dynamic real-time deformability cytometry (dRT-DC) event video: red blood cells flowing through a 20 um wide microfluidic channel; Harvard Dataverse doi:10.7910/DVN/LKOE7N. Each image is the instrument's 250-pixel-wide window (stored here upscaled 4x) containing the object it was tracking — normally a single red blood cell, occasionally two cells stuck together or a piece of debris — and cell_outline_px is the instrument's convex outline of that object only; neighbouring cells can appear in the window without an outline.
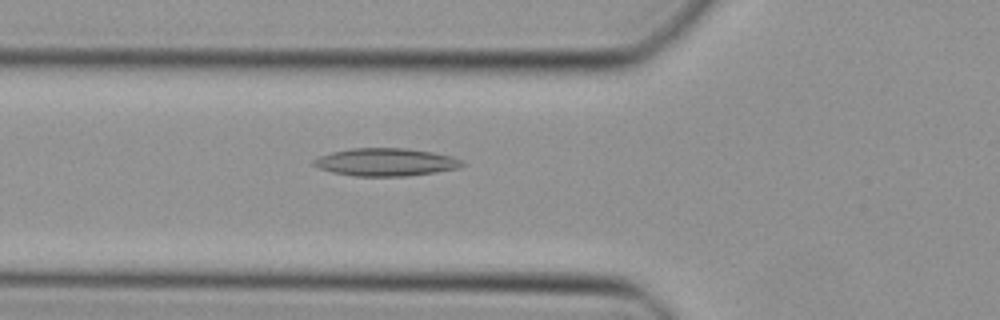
{"species": "Egyptian fruit bat (a non-hibernating species)", "species_latin": "Rousettus aegyptiacus", "temperature_condition": "cold", "stored_images_in_passage": 34, "camera_frame_rate_fps": 3000, "um_per_image_px": 0.085, "animal": {"sex": "female"}, "frame": {"image": 1, "passage_image": 4, "time_ms": 1.0, "image_size_px": [1000, 320], "cell_outline_px": [[464, 164], [460, 168], [436, 172], [408, 176], [356, 176], [332, 172], [320, 168], [312, 164], [312, 160], [320, 156], [332, 152], [352, 148], [404, 148], [432, 152], [452, 156], [464, 160]], "centroid_in_image_um": [32.82, 13.78], "position_along_channel_um": 93.0, "area_um2": 24.04}}
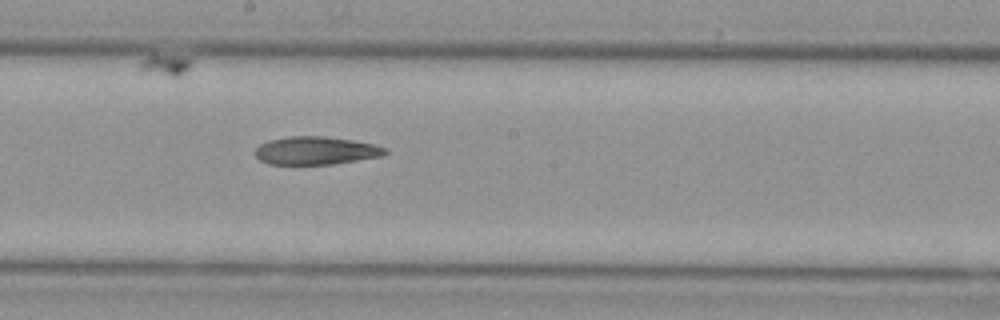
{"frame": {"image": 2, "passage_image": 13, "time_ms": 4.0, "image_size_px": [1000, 320], "cell_outline_px": [[388, 152], [384, 156], [332, 164], [268, 164], [260, 160], [252, 152], [260, 144], [268, 140], [288, 136], [324, 136], [352, 140], [372, 144], [388, 148]], "centroid_in_image_um": [26.83, 12.8], "position_along_channel_um": 221.4, "area_um2": 21.39}}
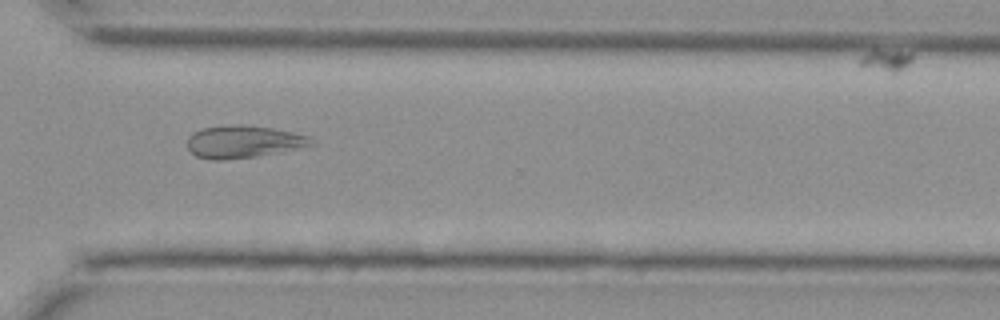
{"frame": {"image": 3, "passage_image": 22, "time_ms": 7.0, "image_size_px": [1000, 320], "cell_outline_px": [[316, 144], [300, 148], [256, 156], [220, 160], [208, 160], [196, 156], [188, 148], [188, 136], [192, 132], [204, 128], [232, 124], [244, 124], [272, 128], [292, 132], [308, 136]], "centroid_in_image_um": [20.67, 12.04], "position_along_channel_um": 349.9, "area_um2": 23.41}}